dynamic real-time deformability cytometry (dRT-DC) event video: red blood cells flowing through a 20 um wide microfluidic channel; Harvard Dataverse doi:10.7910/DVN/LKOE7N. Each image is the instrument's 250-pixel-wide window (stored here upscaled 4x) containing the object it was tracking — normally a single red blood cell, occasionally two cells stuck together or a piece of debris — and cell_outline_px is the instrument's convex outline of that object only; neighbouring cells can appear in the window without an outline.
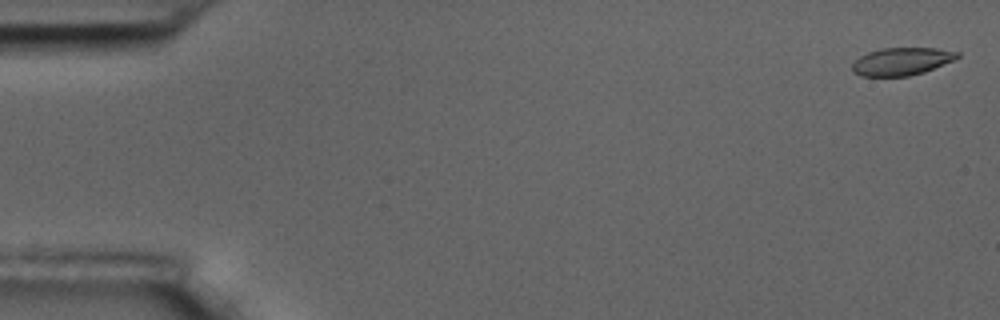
{"species": "common noctule bat (a hibernating species)", "species_latin": "Nyctalus noctula", "temperature_condition": "room temperature", "stored_images_in_passage": 14, "camera_frame_rate_fps": 3000, "um_per_image_px": 0.085, "animal": {"sex": "male", "body_mass_g": 17.5, "forearm_length_mm": 52.3}, "frame": {"image": 1, "passage_image": 2, "time_ms": 0.333, "image_size_px": [1000, 320], "cell_outline_px": [[960, 56], [952, 60], [924, 72], [908, 76], [860, 76], [852, 72], [852, 64], [860, 56], [868, 52], [880, 48], [936, 48], [960, 52]], "centroid_in_image_um": [76.61, 5.22], "position_along_channel_um": 8.4, "area_um2": 16.88}}